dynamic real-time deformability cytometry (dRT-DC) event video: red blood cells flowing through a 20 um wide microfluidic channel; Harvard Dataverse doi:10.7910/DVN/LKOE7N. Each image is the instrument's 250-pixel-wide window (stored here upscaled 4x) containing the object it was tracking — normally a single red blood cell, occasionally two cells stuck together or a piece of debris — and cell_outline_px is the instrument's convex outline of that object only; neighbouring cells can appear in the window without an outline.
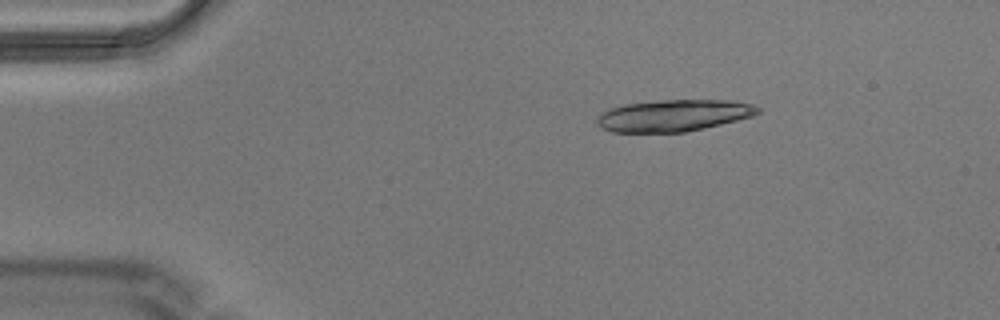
{"species": "Egyptian fruit bat (a non-hibernating species)", "species_latin": "Rousettus aegyptiacus", "temperature_condition": "warm", "stored_images_in_passage": 4, "camera_frame_rate_fps": 3000, "um_per_image_px": 0.085, "animal": {"sex": "male"}, "frame": {"image": 1, "passage_image": 2, "time_ms": 0.333, "image_size_px": [1000, 320], "cell_outline_px": [[760, 112], [752, 116], [704, 128], [684, 132], [612, 132], [600, 128], [596, 124], [596, 120], [608, 108], [624, 104], [656, 100], [732, 100], [752, 104], [760, 108]], "centroid_in_image_um": [57.23, 9.81], "position_along_channel_um": 27.8, "area_um2": 29.77}}